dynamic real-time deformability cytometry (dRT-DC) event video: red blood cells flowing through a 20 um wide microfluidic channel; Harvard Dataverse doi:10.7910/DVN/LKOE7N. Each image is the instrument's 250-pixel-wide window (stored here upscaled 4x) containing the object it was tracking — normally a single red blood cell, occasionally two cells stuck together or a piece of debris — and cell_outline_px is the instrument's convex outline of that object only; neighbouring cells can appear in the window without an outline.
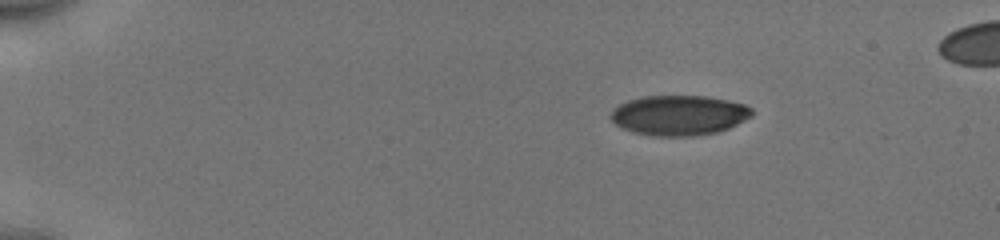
{"species": "human", "species_latin": "Homo sapiens", "temperature_condition": "cold", "stored_images_in_passage": 45, "camera_frame_rate_fps": 3000, "um_per_image_px": 0.085, "donor": {"sex": "male"}, "frame": {"image": 1, "passage_image": 1, "time_ms": 0.0, "image_size_px": [1000, 240], "cell_outline_px": [[752, 116], [728, 128], [716, 132], [696, 136], [652, 136], [632, 132], [620, 128], [608, 116], [620, 104], [628, 100], [644, 96], [704, 96], [728, 100], [744, 104], [752, 108]], "centroid_in_image_um": [57.7, 9.8], "position_along_channel_um": 27.3, "area_um2": 32.95}}
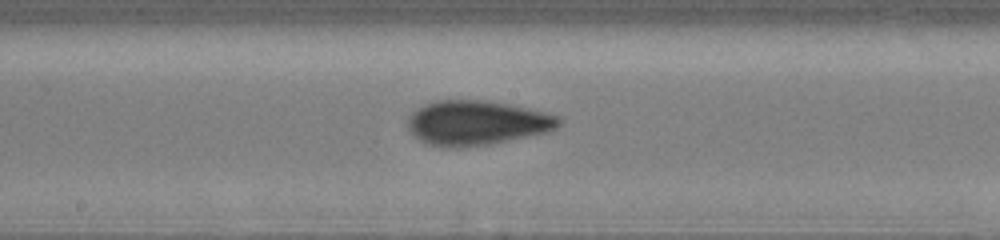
{"frame": {"image": 2, "passage_image": 22, "time_ms": 7.0, "image_size_px": [1000, 240], "cell_outline_px": [[560, 124], [556, 128], [548, 132], [488, 144], [428, 144], [420, 140], [408, 128], [408, 116], [416, 108], [424, 104], [436, 100], [480, 100], [508, 104], [556, 116], [560, 120]], "centroid_in_image_um": [40.5, 10.39], "position_along_channel_um": 207.7, "area_um2": 37.8}}
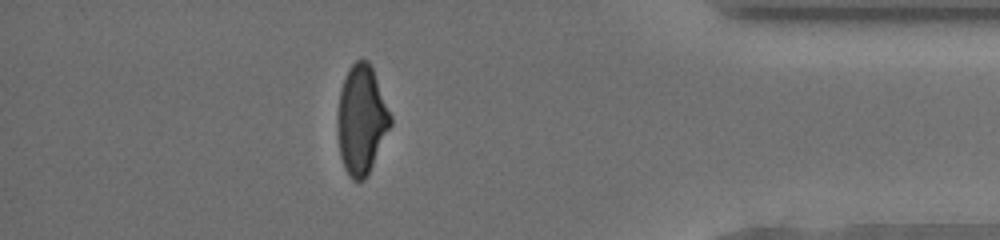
{"frame": {"image": 3, "passage_image": 39, "time_ms": 12.667, "image_size_px": [1000, 240], "cell_outline_px": [[392, 124], [364, 180], [352, 180], [344, 168], [340, 156], [336, 132], [336, 116], [340, 92], [348, 68], [356, 60], [368, 60], [372, 68], [392, 116]], "centroid_in_image_um": [30.7, 10.18], "position_along_channel_um": 404.5, "area_um2": 33.58}, "authors_computed_cell_mechanics": {"area_um2": 36.0672, "velocity_mm_per_s": 3.99, "shape_relaxation_time_tau1_ms": 5.4237, "shape_relaxation_time_tau2_ms": 1.198, "deformation_change_tau1": 0.1683, "deformation_change_tau2": 0.0729}}